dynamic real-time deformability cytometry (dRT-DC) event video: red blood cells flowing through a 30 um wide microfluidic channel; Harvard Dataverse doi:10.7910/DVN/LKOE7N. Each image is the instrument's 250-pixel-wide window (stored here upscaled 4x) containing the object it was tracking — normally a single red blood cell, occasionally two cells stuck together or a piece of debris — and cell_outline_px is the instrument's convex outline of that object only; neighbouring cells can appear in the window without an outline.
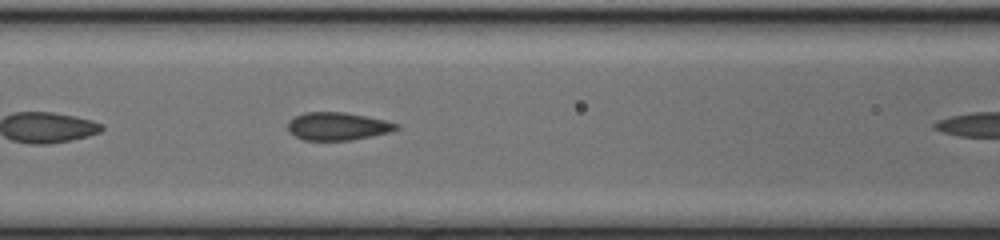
{"species": "common noctule bat (a hibernating species)", "species_latin": "Nyctalus noctula", "temperature_condition": "cold", "stored_images_in_passage": 8, "camera_frame_rate_fps": 3000, "um_per_image_px": 0.085, "animal": {"sex": "female", "body_mass_g": 17.0, "forearm_length_mm": 48.0}, "frame": {"image": 1, "passage_image": 7, "time_ms": 2.0, "image_size_px": [1000, 240], "cell_outline_px": [[400, 128], [388, 132], [348, 140], [304, 140], [296, 136], [288, 128], [288, 120], [304, 112], [344, 112], [384, 120], [400, 124]], "centroid_in_image_um": [28.68, 10.72], "position_along_channel_um": 137.9, "area_um2": 17.28}}